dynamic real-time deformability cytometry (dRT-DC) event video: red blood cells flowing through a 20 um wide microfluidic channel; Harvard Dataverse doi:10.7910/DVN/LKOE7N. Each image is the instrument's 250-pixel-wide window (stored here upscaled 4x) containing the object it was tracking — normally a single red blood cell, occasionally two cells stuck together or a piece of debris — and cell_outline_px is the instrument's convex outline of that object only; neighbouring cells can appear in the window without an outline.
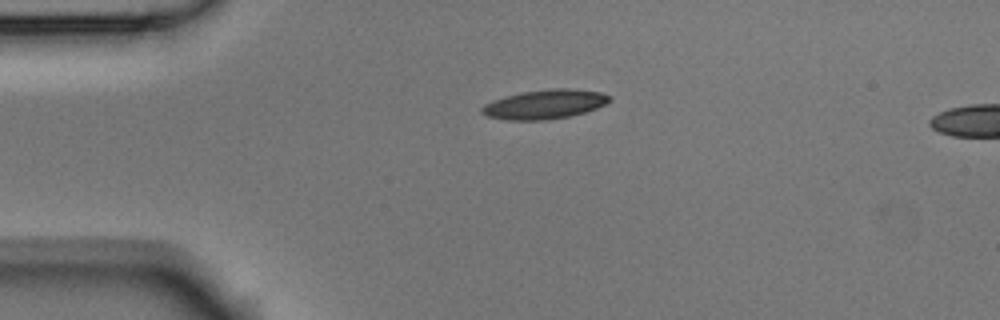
{"species": "Egyptian fruit bat (a non-hibernating species)", "species_latin": "Rousettus aegyptiacus", "temperature_condition": "room temperature", "stored_images_in_passage": 4, "camera_frame_rate_fps": 3000, "um_per_image_px": 0.085, "animal": {"sex": "male"}, "frame": {"image": 1, "passage_image": 4, "time_ms": 1.0, "image_size_px": [1000, 320], "cell_outline_px": [[612, 100], [596, 108], [584, 112], [568, 116], [544, 120], [508, 120], [488, 116], [480, 112], [480, 108], [484, 104], [492, 100], [504, 96], [524, 92], [552, 88], [568, 88], [600, 92], [612, 96]], "centroid_in_image_um": [46.28, 8.86], "position_along_channel_um": 38.7, "area_um2": 21.68}}